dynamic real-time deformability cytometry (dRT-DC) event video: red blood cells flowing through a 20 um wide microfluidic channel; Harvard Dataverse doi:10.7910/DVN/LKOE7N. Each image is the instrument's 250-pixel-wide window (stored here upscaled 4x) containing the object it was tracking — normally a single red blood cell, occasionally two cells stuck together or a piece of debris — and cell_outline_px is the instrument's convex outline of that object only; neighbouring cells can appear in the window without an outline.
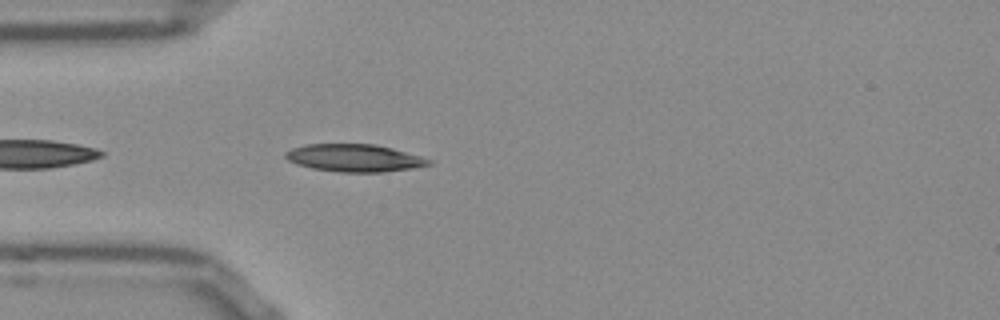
{"species": "Egyptian fruit bat (a non-hibernating species)", "species_latin": "Rousettus aegyptiacus", "temperature_condition": "room temperature", "stored_images_in_passage": 15, "camera_frame_rate_fps": 3000, "um_per_image_px": 0.085, "frame": {"image": 1, "passage_image": 2, "time_ms": 0.333, "image_size_px": [1000, 320], "cell_outline_px": [[432, 164], [412, 168], [384, 172], [340, 172], [312, 168], [296, 164], [288, 160], [284, 156], [284, 152], [292, 148], [308, 144], [376, 144], [392, 148], [420, 156], [432, 160]], "centroid_in_image_um": [30.11, 13.42], "position_along_channel_um": 54.9, "area_um2": 22.95}}
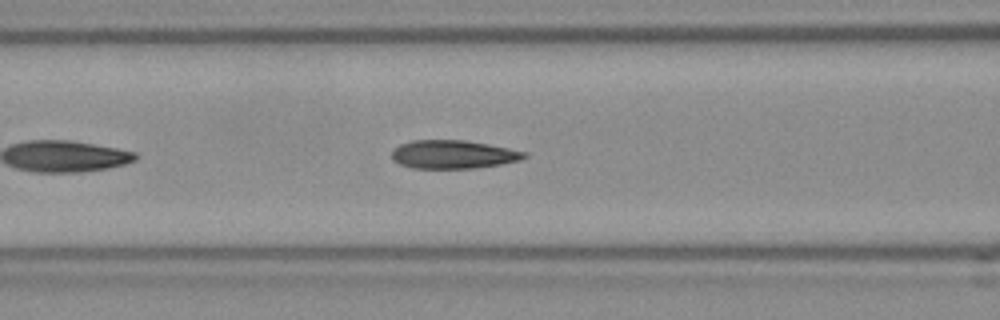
{"frame": {"image": 2, "passage_image": 8, "time_ms": 2.333, "image_size_px": [1000, 320], "cell_outline_px": [[528, 156], [520, 160], [500, 164], [476, 168], [412, 168], [400, 164], [392, 160], [392, 152], [400, 144], [412, 140], [464, 140], [488, 144], [528, 152]], "centroid_in_image_um": [38.53, 13.12], "position_along_channel_um": 128.1, "area_um2": 21.91}}
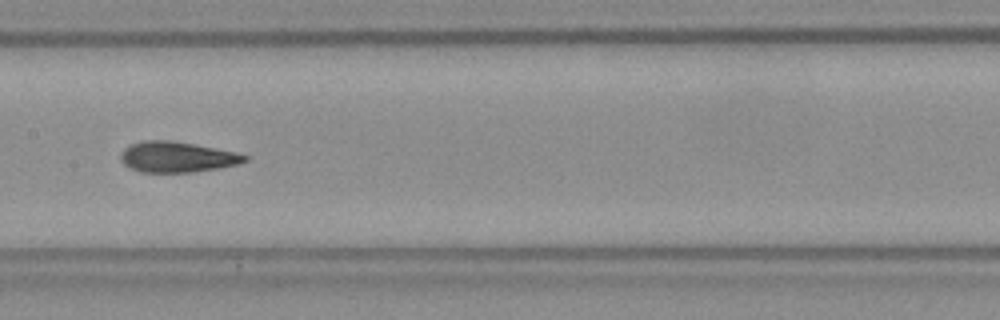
{"frame": {"image": 3, "passage_image": 13, "time_ms": 4.0, "image_size_px": [1000, 320], "cell_outline_px": [[248, 160], [240, 164], [220, 168], [192, 172], [140, 172], [128, 168], [120, 160], [120, 152], [124, 148], [132, 144], [144, 140], [168, 140], [192, 144], [236, 152], [248, 156]], "centroid_in_image_um": [15.03, 13.35], "position_along_channel_um": 192.4, "area_um2": 22.2}}